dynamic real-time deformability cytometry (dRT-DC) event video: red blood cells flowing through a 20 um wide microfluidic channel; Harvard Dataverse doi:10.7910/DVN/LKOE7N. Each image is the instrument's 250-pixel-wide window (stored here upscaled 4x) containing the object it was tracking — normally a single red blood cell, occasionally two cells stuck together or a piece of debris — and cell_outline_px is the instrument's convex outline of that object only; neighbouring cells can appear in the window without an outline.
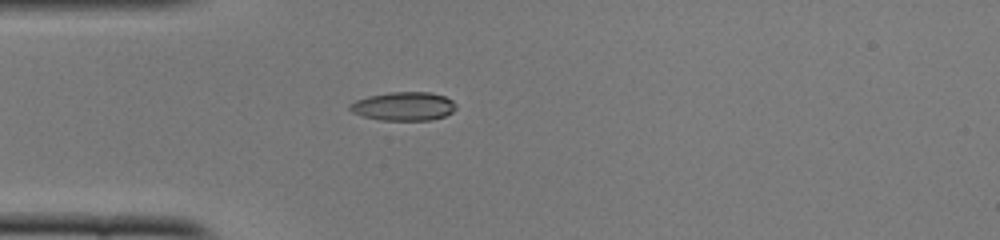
{"species": "common noctule bat (a hibernating species)", "species_latin": "Nyctalus noctula", "temperature_condition": "cold", "stored_images_in_passage": 39, "camera_frame_rate_fps": 3000, "um_per_image_px": 0.085, "animal": {"sex": "female", "body_mass_g": 22.0, "forearm_length_mm": 56.7}, "frame": {"image": 1, "passage_image": 2, "time_ms": 0.333, "image_size_px": [1000, 240], "cell_outline_px": [[456, 108], [452, 112], [444, 116], [432, 120], [380, 120], [364, 116], [352, 112], [348, 108], [348, 104], [356, 100], [368, 96], [388, 92], [432, 92], [444, 96], [452, 100], [456, 104]], "centroid_in_image_um": [34.31, 9.03], "position_along_channel_um": 50.7, "area_um2": 17.8}}
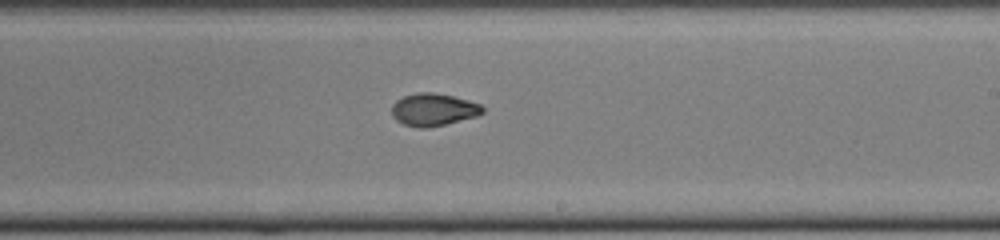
{"frame": {"image": 2, "passage_image": 18, "time_ms": 5.667, "image_size_px": [1000, 240], "cell_outline_px": [[484, 112], [476, 116], [428, 128], [420, 128], [404, 124], [396, 120], [392, 116], [392, 104], [396, 100], [404, 96], [416, 92], [432, 92], [452, 96], [480, 104], [484, 108]], "centroid_in_image_um": [36.81, 9.31], "position_along_channel_um": 252.2, "area_um2": 17.05}}
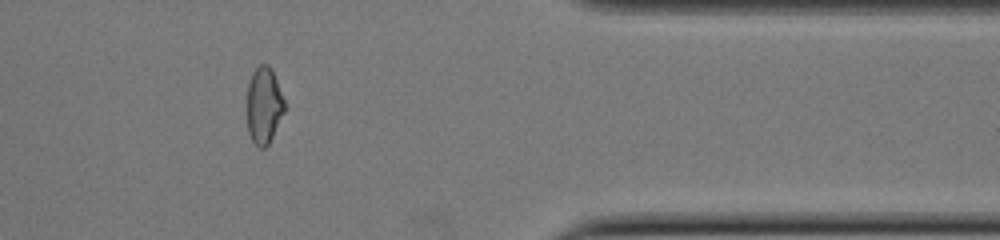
{"frame": {"image": 3, "passage_image": 30, "time_ms": 9.667, "image_size_px": [1000, 240], "cell_outline_px": [[284, 112], [268, 144], [264, 148], [260, 148], [252, 140], [248, 132], [248, 84], [252, 72], [260, 64], [268, 64], [272, 68], [284, 100]], "centroid_in_image_um": [22.43, 8.93], "position_along_channel_um": 389.0, "area_um2": 16.47}, "authors_computed_cell_mechanics": {"area_um2": 17.1666, "velocity_mm_per_s": 3.9353, "shape_relaxation_time_tau1_ms": 9.3862, "shape_relaxation_time_tau2_ms": 0.7937, "deformation_change_tau1": 0.2844, "deformation_change_tau2": 0.0457}}